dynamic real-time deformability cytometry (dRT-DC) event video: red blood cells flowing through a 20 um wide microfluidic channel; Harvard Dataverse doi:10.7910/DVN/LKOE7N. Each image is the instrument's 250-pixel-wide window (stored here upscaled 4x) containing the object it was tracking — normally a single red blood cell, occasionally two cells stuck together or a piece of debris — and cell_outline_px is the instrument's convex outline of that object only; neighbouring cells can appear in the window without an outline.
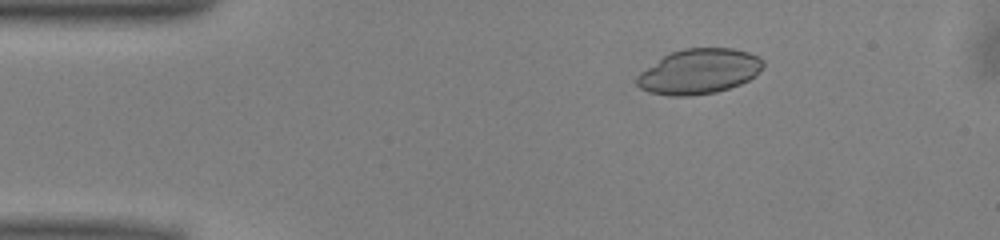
{"species": "common noctule bat (a hibernating species)", "species_latin": "Nyctalus noctula", "temperature_condition": "warm", "stored_images_in_passage": 36, "camera_frame_rate_fps": 3000, "um_per_image_px": 0.085, "animal": {"sex": "male", "body_mass_g": 13.0, "forearm_length_mm": 53.1}, "frame": {"image": 1, "passage_image": 2, "time_ms": 0.333, "image_size_px": [1000, 240], "cell_outline_px": [[764, 68], [756, 76], [740, 84], [716, 92], [688, 96], [672, 96], [648, 92], [640, 88], [636, 84], [636, 76], [640, 72], [664, 56], [672, 52], [684, 48], [732, 48], [748, 52], [764, 60]], "centroid_in_image_um": [59.43, 6.08], "position_along_channel_um": 25.6, "area_um2": 33.18}}
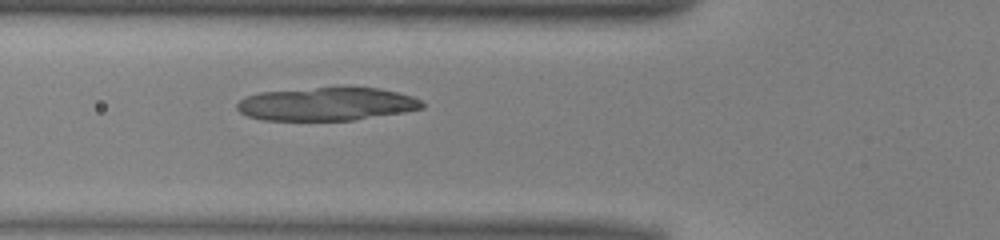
{"frame": {"image": 2, "passage_image": 12, "time_ms": 3.667, "image_size_px": [1000, 240], "cell_outline_px": [[424, 108], [404, 112], [352, 120], [260, 120], [248, 116], [240, 112], [236, 108], [236, 104], [240, 100], [248, 96], [260, 92], [316, 88], [380, 88], [412, 96], [420, 100], [424, 104]], "centroid_in_image_um": [27.76, 8.85], "position_along_channel_um": 98.0, "area_um2": 35.49}}
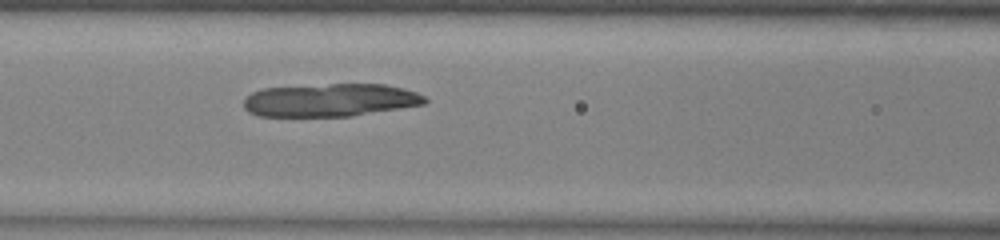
{"frame": {"image": 3, "passage_image": 15, "time_ms": 4.667, "image_size_px": [1000, 240], "cell_outline_px": [[428, 100], [424, 104], [352, 116], [256, 116], [248, 112], [244, 108], [244, 100], [252, 92], [264, 88], [332, 84], [384, 84], [404, 88], [416, 92], [424, 96]], "centroid_in_image_um": [28.07, 8.51], "position_along_channel_um": 138.5, "area_um2": 34.74}}